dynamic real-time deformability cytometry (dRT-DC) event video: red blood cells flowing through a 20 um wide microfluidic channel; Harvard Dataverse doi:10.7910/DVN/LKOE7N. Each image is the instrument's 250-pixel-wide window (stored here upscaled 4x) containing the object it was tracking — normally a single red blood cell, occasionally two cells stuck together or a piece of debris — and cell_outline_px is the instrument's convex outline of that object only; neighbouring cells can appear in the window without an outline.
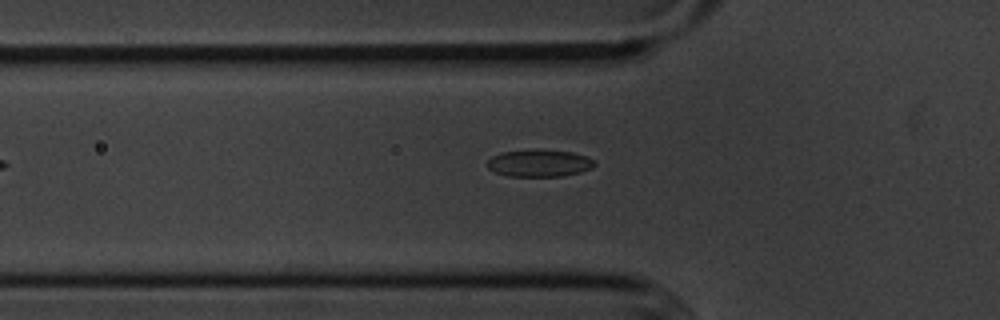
{"species": "common noctule bat (a hibernating species)", "species_latin": "Nyctalus noctula", "temperature_condition": "cold", "stored_images_in_passage": 40, "camera_frame_rate_fps": 3000, "um_per_image_px": 0.085, "animal": {"sex": "male", "body_mass_g": 20.1, "forearm_length_mm": 53.5}, "frame": {"image": 1, "passage_image": 3, "time_ms": 0.667, "image_size_px": [1000, 320], "cell_outline_px": [[596, 164], [592, 168], [580, 172], [564, 176], [508, 176], [496, 172], [488, 168], [488, 160], [492, 156], [500, 152], [536, 148], [540, 148], [572, 152], [588, 156], [596, 160]], "centroid_in_image_um": [45.88, 13.84], "position_along_channel_um": 79.9, "area_um2": 17.4}}
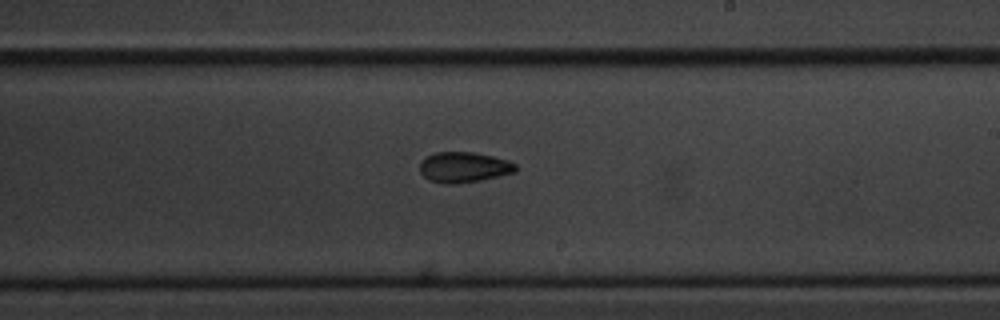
{"frame": {"image": 2, "passage_image": 17, "time_ms": 5.333, "image_size_px": [1000, 320], "cell_outline_px": [[516, 172], [480, 180], [456, 184], [448, 184], [428, 180], [420, 172], [420, 164], [428, 156], [436, 152], [472, 152], [492, 156], [508, 160], [516, 164]], "centroid_in_image_um": [39.44, 14.22], "position_along_channel_um": 249.6, "area_um2": 16.88}}
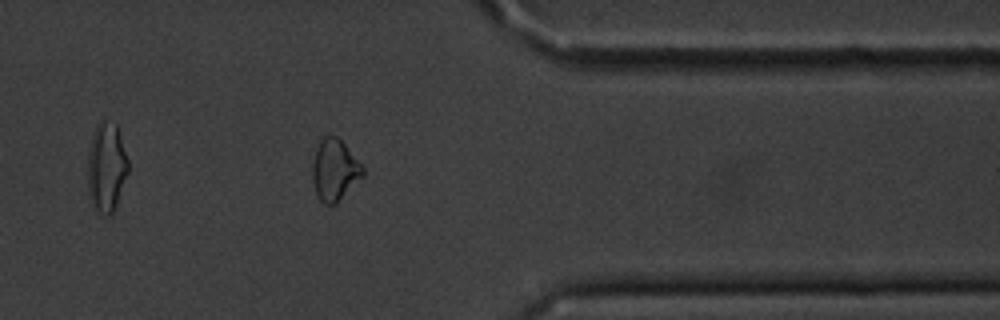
{"frame": {"image": 3, "passage_image": 29, "time_ms": 9.333, "image_size_px": [1000, 320], "cell_outline_px": [[364, 176], [336, 204], [324, 204], [320, 200], [316, 192], [312, 180], [312, 164], [316, 148], [320, 140], [324, 136], [336, 136], [344, 144], [364, 168]], "centroid_in_image_um": [28.44, 14.47], "position_along_channel_um": 383.0, "area_um2": 17.92}, "authors_computed_cell_mechanics": {"area_um2": 17.0799, "velocity_mm_per_s": 3.6148, "shape_relaxation_time_tau1_ms": 4.7297, "shape_relaxation_time_tau2_ms": 6.7827, "deformation_change_tau1": 0.1151, "deformation_change_tau2": 0.1174}}